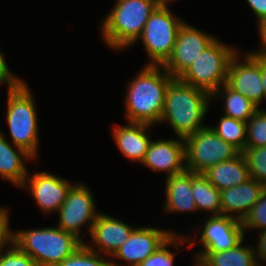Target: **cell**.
I'll return each instance as SVG.
<instances>
[{"mask_svg": "<svg viewBox=\"0 0 266 266\" xmlns=\"http://www.w3.org/2000/svg\"><path fill=\"white\" fill-rule=\"evenodd\" d=\"M186 169L203 173L222 161L238 156L241 151L221 139L210 126H206L184 139Z\"/></svg>", "mask_w": 266, "mask_h": 266, "instance_id": "8", "label": "cell"}, {"mask_svg": "<svg viewBox=\"0 0 266 266\" xmlns=\"http://www.w3.org/2000/svg\"><path fill=\"white\" fill-rule=\"evenodd\" d=\"M95 208V200L88 187L82 183H75L58 210L59 222L57 225L63 231L75 235L82 241L80 230L83 225H88V232L91 233L99 214Z\"/></svg>", "mask_w": 266, "mask_h": 266, "instance_id": "9", "label": "cell"}, {"mask_svg": "<svg viewBox=\"0 0 266 266\" xmlns=\"http://www.w3.org/2000/svg\"><path fill=\"white\" fill-rule=\"evenodd\" d=\"M172 231L153 227L134 228L128 240L115 252L112 257L126 261L129 266H139L152 255L171 235ZM111 261L112 266H119ZM121 266V265H120Z\"/></svg>", "mask_w": 266, "mask_h": 266, "instance_id": "14", "label": "cell"}, {"mask_svg": "<svg viewBox=\"0 0 266 266\" xmlns=\"http://www.w3.org/2000/svg\"><path fill=\"white\" fill-rule=\"evenodd\" d=\"M258 239L259 242H257L258 244L257 249H255V254H257L256 259L258 266H260L261 264H259V260L266 261V230L260 232V237ZM258 258L260 259L258 260Z\"/></svg>", "mask_w": 266, "mask_h": 266, "instance_id": "35", "label": "cell"}, {"mask_svg": "<svg viewBox=\"0 0 266 266\" xmlns=\"http://www.w3.org/2000/svg\"><path fill=\"white\" fill-rule=\"evenodd\" d=\"M159 4L158 0H116L114 8L101 25L105 44L115 50H123L135 44Z\"/></svg>", "mask_w": 266, "mask_h": 266, "instance_id": "3", "label": "cell"}, {"mask_svg": "<svg viewBox=\"0 0 266 266\" xmlns=\"http://www.w3.org/2000/svg\"><path fill=\"white\" fill-rule=\"evenodd\" d=\"M262 85H263V98L266 99V56L262 55Z\"/></svg>", "mask_w": 266, "mask_h": 266, "instance_id": "37", "label": "cell"}, {"mask_svg": "<svg viewBox=\"0 0 266 266\" xmlns=\"http://www.w3.org/2000/svg\"><path fill=\"white\" fill-rule=\"evenodd\" d=\"M209 217L205 220L200 233L203 248L200 252L226 251L244 241L246 233L242 221L222 214Z\"/></svg>", "mask_w": 266, "mask_h": 266, "instance_id": "12", "label": "cell"}, {"mask_svg": "<svg viewBox=\"0 0 266 266\" xmlns=\"http://www.w3.org/2000/svg\"><path fill=\"white\" fill-rule=\"evenodd\" d=\"M8 213L6 207L0 206V255L4 246L13 244V231L9 229Z\"/></svg>", "mask_w": 266, "mask_h": 266, "instance_id": "32", "label": "cell"}, {"mask_svg": "<svg viewBox=\"0 0 266 266\" xmlns=\"http://www.w3.org/2000/svg\"><path fill=\"white\" fill-rule=\"evenodd\" d=\"M134 228L117 218L99 213L92 227L91 241L96 245V250L87 245L90 249L113 256L115 252L124 244ZM100 251V252H99Z\"/></svg>", "mask_w": 266, "mask_h": 266, "instance_id": "16", "label": "cell"}, {"mask_svg": "<svg viewBox=\"0 0 266 266\" xmlns=\"http://www.w3.org/2000/svg\"><path fill=\"white\" fill-rule=\"evenodd\" d=\"M4 252L0 255V266H37L29 255L20 251L14 244Z\"/></svg>", "mask_w": 266, "mask_h": 266, "instance_id": "31", "label": "cell"}, {"mask_svg": "<svg viewBox=\"0 0 266 266\" xmlns=\"http://www.w3.org/2000/svg\"><path fill=\"white\" fill-rule=\"evenodd\" d=\"M23 82V79L15 76V74L10 71L0 50V84L6 83V85H8V90H12L19 87Z\"/></svg>", "mask_w": 266, "mask_h": 266, "instance_id": "33", "label": "cell"}, {"mask_svg": "<svg viewBox=\"0 0 266 266\" xmlns=\"http://www.w3.org/2000/svg\"><path fill=\"white\" fill-rule=\"evenodd\" d=\"M219 191L229 189L250 179L245 156L241 152L235 158L222 161L202 173Z\"/></svg>", "mask_w": 266, "mask_h": 266, "instance_id": "20", "label": "cell"}, {"mask_svg": "<svg viewBox=\"0 0 266 266\" xmlns=\"http://www.w3.org/2000/svg\"><path fill=\"white\" fill-rule=\"evenodd\" d=\"M113 128V138L121 153L131 161L142 162L151 140L146 130L151 125L128 122Z\"/></svg>", "mask_w": 266, "mask_h": 266, "instance_id": "18", "label": "cell"}, {"mask_svg": "<svg viewBox=\"0 0 266 266\" xmlns=\"http://www.w3.org/2000/svg\"><path fill=\"white\" fill-rule=\"evenodd\" d=\"M172 79L162 65H145L127 89V121L151 126H155V123L160 124L165 93Z\"/></svg>", "mask_w": 266, "mask_h": 266, "instance_id": "1", "label": "cell"}, {"mask_svg": "<svg viewBox=\"0 0 266 266\" xmlns=\"http://www.w3.org/2000/svg\"><path fill=\"white\" fill-rule=\"evenodd\" d=\"M266 146V110L258 109L247 121L246 147Z\"/></svg>", "mask_w": 266, "mask_h": 266, "instance_id": "26", "label": "cell"}, {"mask_svg": "<svg viewBox=\"0 0 266 266\" xmlns=\"http://www.w3.org/2000/svg\"><path fill=\"white\" fill-rule=\"evenodd\" d=\"M211 129L224 141L234 145L241 152L246 147L247 122L228 116L220 117L218 126Z\"/></svg>", "mask_w": 266, "mask_h": 266, "instance_id": "25", "label": "cell"}, {"mask_svg": "<svg viewBox=\"0 0 266 266\" xmlns=\"http://www.w3.org/2000/svg\"><path fill=\"white\" fill-rule=\"evenodd\" d=\"M215 39L184 22L172 54L162 66L173 78H179Z\"/></svg>", "mask_w": 266, "mask_h": 266, "instance_id": "11", "label": "cell"}, {"mask_svg": "<svg viewBox=\"0 0 266 266\" xmlns=\"http://www.w3.org/2000/svg\"><path fill=\"white\" fill-rule=\"evenodd\" d=\"M160 4H167L168 5V2H174V0H158Z\"/></svg>", "mask_w": 266, "mask_h": 266, "instance_id": "38", "label": "cell"}, {"mask_svg": "<svg viewBox=\"0 0 266 266\" xmlns=\"http://www.w3.org/2000/svg\"><path fill=\"white\" fill-rule=\"evenodd\" d=\"M236 247L220 252H199L195 266H258L254 246Z\"/></svg>", "mask_w": 266, "mask_h": 266, "instance_id": "22", "label": "cell"}, {"mask_svg": "<svg viewBox=\"0 0 266 266\" xmlns=\"http://www.w3.org/2000/svg\"><path fill=\"white\" fill-rule=\"evenodd\" d=\"M83 243L57 226L13 232V244L37 266H57Z\"/></svg>", "mask_w": 266, "mask_h": 266, "instance_id": "4", "label": "cell"}, {"mask_svg": "<svg viewBox=\"0 0 266 266\" xmlns=\"http://www.w3.org/2000/svg\"><path fill=\"white\" fill-rule=\"evenodd\" d=\"M57 266H112L111 261L103 255L90 249L83 243L73 254L65 258Z\"/></svg>", "mask_w": 266, "mask_h": 266, "instance_id": "27", "label": "cell"}, {"mask_svg": "<svg viewBox=\"0 0 266 266\" xmlns=\"http://www.w3.org/2000/svg\"><path fill=\"white\" fill-rule=\"evenodd\" d=\"M212 95L206 90L193 87L180 78H173L165 93L162 121L172 127L177 138L185 139L200 129L209 108Z\"/></svg>", "mask_w": 266, "mask_h": 266, "instance_id": "2", "label": "cell"}, {"mask_svg": "<svg viewBox=\"0 0 266 266\" xmlns=\"http://www.w3.org/2000/svg\"><path fill=\"white\" fill-rule=\"evenodd\" d=\"M165 212L198 211L192 196V171H184L166 178Z\"/></svg>", "mask_w": 266, "mask_h": 266, "instance_id": "19", "label": "cell"}, {"mask_svg": "<svg viewBox=\"0 0 266 266\" xmlns=\"http://www.w3.org/2000/svg\"><path fill=\"white\" fill-rule=\"evenodd\" d=\"M184 22L175 17L167 4H159L148 18L141 39L150 58L147 65H163L171 56L180 27Z\"/></svg>", "mask_w": 266, "mask_h": 266, "instance_id": "7", "label": "cell"}, {"mask_svg": "<svg viewBox=\"0 0 266 266\" xmlns=\"http://www.w3.org/2000/svg\"><path fill=\"white\" fill-rule=\"evenodd\" d=\"M244 56L240 61L238 52L231 59L226 84L259 108L263 100L262 55L248 53Z\"/></svg>", "mask_w": 266, "mask_h": 266, "instance_id": "10", "label": "cell"}, {"mask_svg": "<svg viewBox=\"0 0 266 266\" xmlns=\"http://www.w3.org/2000/svg\"><path fill=\"white\" fill-rule=\"evenodd\" d=\"M265 188L259 181L250 178L237 186L221 190L222 215L243 221Z\"/></svg>", "mask_w": 266, "mask_h": 266, "instance_id": "17", "label": "cell"}, {"mask_svg": "<svg viewBox=\"0 0 266 266\" xmlns=\"http://www.w3.org/2000/svg\"><path fill=\"white\" fill-rule=\"evenodd\" d=\"M28 177L20 187L23 189L28 187L44 214L58 212L73 184L69 180L45 171Z\"/></svg>", "mask_w": 266, "mask_h": 266, "instance_id": "13", "label": "cell"}, {"mask_svg": "<svg viewBox=\"0 0 266 266\" xmlns=\"http://www.w3.org/2000/svg\"><path fill=\"white\" fill-rule=\"evenodd\" d=\"M158 139L151 141L141 163L153 171H165L167 177L178 174L186 169L184 139Z\"/></svg>", "mask_w": 266, "mask_h": 266, "instance_id": "15", "label": "cell"}, {"mask_svg": "<svg viewBox=\"0 0 266 266\" xmlns=\"http://www.w3.org/2000/svg\"><path fill=\"white\" fill-rule=\"evenodd\" d=\"M4 133L0 132V176L16 186H21L29 172L23 160H35L29 153L20 147L15 150L8 142Z\"/></svg>", "mask_w": 266, "mask_h": 266, "instance_id": "21", "label": "cell"}, {"mask_svg": "<svg viewBox=\"0 0 266 266\" xmlns=\"http://www.w3.org/2000/svg\"><path fill=\"white\" fill-rule=\"evenodd\" d=\"M31 94L25 82L17 88L8 90L6 120L15 148L20 147L33 158H37L38 117Z\"/></svg>", "mask_w": 266, "mask_h": 266, "instance_id": "5", "label": "cell"}, {"mask_svg": "<svg viewBox=\"0 0 266 266\" xmlns=\"http://www.w3.org/2000/svg\"><path fill=\"white\" fill-rule=\"evenodd\" d=\"M244 231L246 229L266 230V188L262 192L260 199L251 208L248 215L242 221Z\"/></svg>", "mask_w": 266, "mask_h": 266, "instance_id": "30", "label": "cell"}, {"mask_svg": "<svg viewBox=\"0 0 266 266\" xmlns=\"http://www.w3.org/2000/svg\"><path fill=\"white\" fill-rule=\"evenodd\" d=\"M218 94L224 99L225 116L247 122L259 109L252 101L232 90L226 83L212 94V98L218 97Z\"/></svg>", "mask_w": 266, "mask_h": 266, "instance_id": "24", "label": "cell"}, {"mask_svg": "<svg viewBox=\"0 0 266 266\" xmlns=\"http://www.w3.org/2000/svg\"><path fill=\"white\" fill-rule=\"evenodd\" d=\"M258 31H259V36L261 38V50L259 51H253L252 53L257 54V55H263L266 56V19H263L259 24H258Z\"/></svg>", "mask_w": 266, "mask_h": 266, "instance_id": "36", "label": "cell"}, {"mask_svg": "<svg viewBox=\"0 0 266 266\" xmlns=\"http://www.w3.org/2000/svg\"><path fill=\"white\" fill-rule=\"evenodd\" d=\"M189 240L182 235L179 236L173 233L152 255L140 263L139 266H173L174 253L169 251V245H173L178 249V243H185L186 241L189 243Z\"/></svg>", "mask_w": 266, "mask_h": 266, "instance_id": "28", "label": "cell"}, {"mask_svg": "<svg viewBox=\"0 0 266 266\" xmlns=\"http://www.w3.org/2000/svg\"><path fill=\"white\" fill-rule=\"evenodd\" d=\"M257 17L258 24L266 19V0H246Z\"/></svg>", "mask_w": 266, "mask_h": 266, "instance_id": "34", "label": "cell"}, {"mask_svg": "<svg viewBox=\"0 0 266 266\" xmlns=\"http://www.w3.org/2000/svg\"><path fill=\"white\" fill-rule=\"evenodd\" d=\"M242 153L247 161L250 178L266 187V146L245 148Z\"/></svg>", "mask_w": 266, "mask_h": 266, "instance_id": "29", "label": "cell"}, {"mask_svg": "<svg viewBox=\"0 0 266 266\" xmlns=\"http://www.w3.org/2000/svg\"><path fill=\"white\" fill-rule=\"evenodd\" d=\"M236 53L216 38L179 78L212 95L227 82L229 63Z\"/></svg>", "mask_w": 266, "mask_h": 266, "instance_id": "6", "label": "cell"}, {"mask_svg": "<svg viewBox=\"0 0 266 266\" xmlns=\"http://www.w3.org/2000/svg\"><path fill=\"white\" fill-rule=\"evenodd\" d=\"M192 196L198 211H209L211 216L222 214L220 191L202 173L192 172Z\"/></svg>", "mask_w": 266, "mask_h": 266, "instance_id": "23", "label": "cell"}]
</instances>
